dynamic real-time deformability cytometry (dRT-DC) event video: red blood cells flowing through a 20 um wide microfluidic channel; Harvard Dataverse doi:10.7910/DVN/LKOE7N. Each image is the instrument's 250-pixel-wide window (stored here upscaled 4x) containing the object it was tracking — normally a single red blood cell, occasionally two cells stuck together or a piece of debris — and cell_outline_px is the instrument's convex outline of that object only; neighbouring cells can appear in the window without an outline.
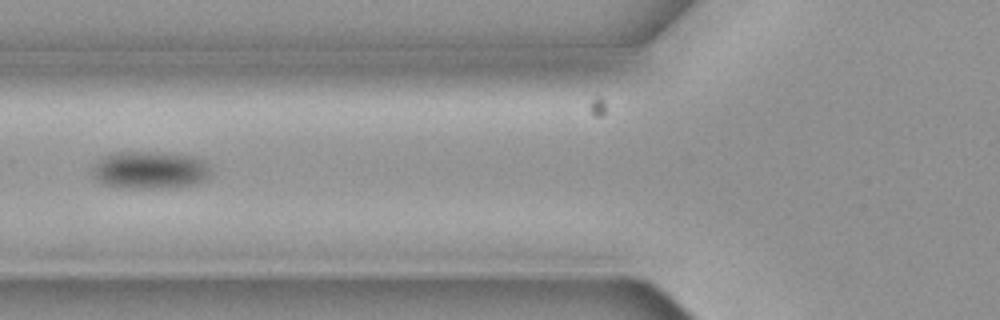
{"species": "common noctule bat (a hibernating species)", "species_latin": "Nyctalus noctula", "temperature_condition": "cold", "stored_images_in_passage": 4, "camera_frame_rate_fps": 3000, "um_per_image_px": 0.085, "animal": {"sex": "female", "body_mass_g": 19.3, "forearm_length_mm": 54.1}, "frame": {"image": 1, "passage_image": 4, "time_ms": 1.0, "image_size_px": [1000, 320], "cell_outline_px": [[212, 172], [204, 180], [192, 184], [160, 188], [140, 188], [104, 184], [96, 180], [92, 176], [92, 168], [104, 156], [112, 152], [156, 152], [196, 156], [204, 160], [208, 164]], "centroid_in_image_um": [12.76, 14.43], "position_along_channel_um": 113.0, "area_um2": 25.72}}